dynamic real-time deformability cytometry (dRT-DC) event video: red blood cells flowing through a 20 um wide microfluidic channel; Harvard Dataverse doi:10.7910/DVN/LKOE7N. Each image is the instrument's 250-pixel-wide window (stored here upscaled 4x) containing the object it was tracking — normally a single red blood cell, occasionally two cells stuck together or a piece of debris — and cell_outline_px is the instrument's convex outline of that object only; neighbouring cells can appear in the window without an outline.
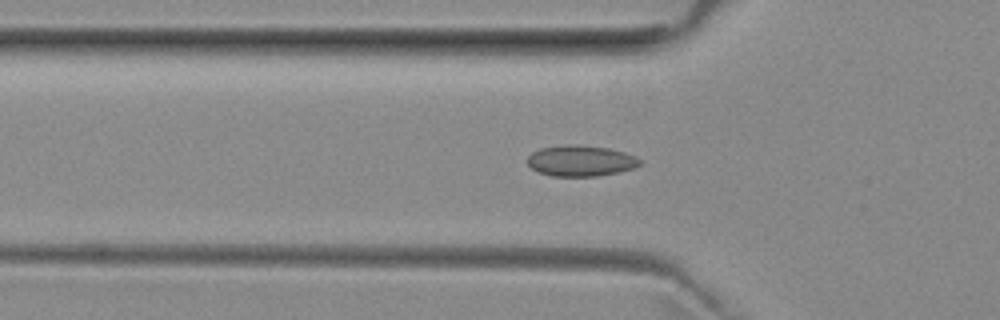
{"species": "common noctule bat (a hibernating species)", "species_latin": "Nyctalus noctula", "temperature_condition": "room temperature", "stored_images_in_passage": 33, "camera_frame_rate_fps": 3000, "um_per_image_px": 0.085, "animal": {"sex": "female", "body_mass_g": 29.2, "forearm_length_mm": 56.3}, "frame": {"image": 1, "passage_image": 4, "time_ms": 1.0, "image_size_px": [1000, 320], "cell_outline_px": [[644, 164], [636, 168], [620, 172], [596, 176], [552, 176], [536, 172], [528, 164], [528, 156], [532, 152], [540, 148], [564, 144], [576, 144], [608, 148], [624, 152], [636, 156], [644, 160]], "centroid_in_image_um": [49.41, 13.67], "position_along_channel_um": 76.4, "area_um2": 20.69}}
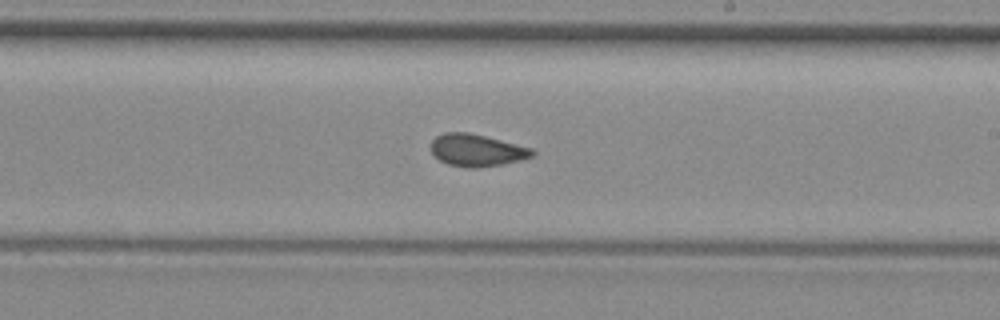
{"frame": {"image": 2, "passage_image": 17, "time_ms": 5.333, "image_size_px": [1000, 320], "cell_outline_px": [[536, 152], [532, 156], [520, 160], [504, 164], [476, 168], [468, 168], [448, 164], [440, 160], [432, 152], [432, 140], [436, 136], [444, 132], [468, 132], [532, 148]], "centroid_in_image_um": [40.53, 12.77], "position_along_channel_um": 248.5, "area_um2": 18.84}}
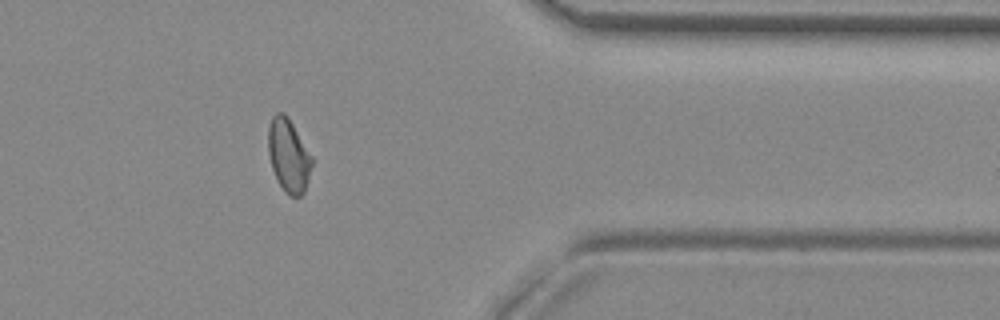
{"frame": {"image": 3, "passage_image": 29, "time_ms": 9.333, "image_size_px": [1000, 320], "cell_outline_px": [[312, 164], [308, 180], [304, 192], [300, 196], [288, 196], [284, 192], [276, 180], [272, 168], [268, 152], [268, 128], [272, 116], [276, 112], [284, 112], [292, 124], [312, 156]], "centroid_in_image_um": [24.51, 13.24], "position_along_channel_um": 386.9, "area_um2": 18.61}, "authors_computed_cell_mechanics": {"area_um2": 18.785, "velocity_mm_per_s": 3.9549, "shape_relaxation_time_tau1_ms": null, "shape_relaxation_time_tau2_ms": 1.8835, "deformation_change_tau1": null, "deformation_change_tau2": 0.0481}}